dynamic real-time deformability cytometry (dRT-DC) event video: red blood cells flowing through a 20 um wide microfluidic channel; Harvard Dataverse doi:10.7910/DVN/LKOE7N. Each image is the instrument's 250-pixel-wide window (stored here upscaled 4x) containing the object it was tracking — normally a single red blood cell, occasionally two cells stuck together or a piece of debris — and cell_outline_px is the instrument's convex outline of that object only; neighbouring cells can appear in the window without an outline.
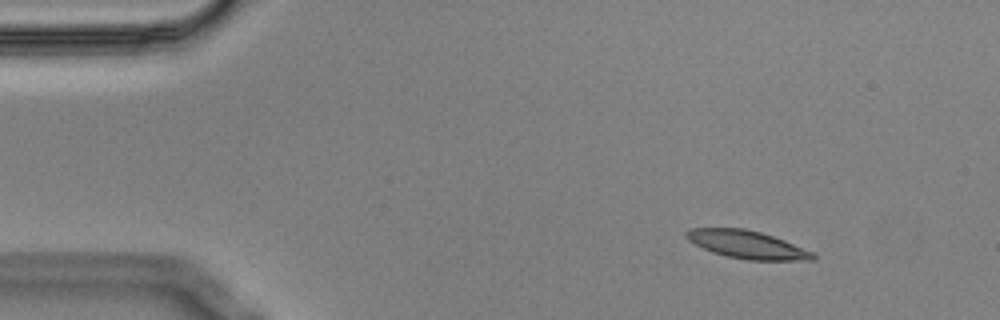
{"species": "Egyptian fruit bat (a non-hibernating species)", "species_latin": "Rousettus aegyptiacus", "temperature_condition": "cold", "stored_images_in_passage": 50, "camera_frame_rate_fps": 3000, "um_per_image_px": 0.085, "animal": {"sex": "male"}, "frame": {"image": 1, "passage_image": 1, "time_ms": 0.0, "image_size_px": [1000, 320], "cell_outline_px": [[816, 260], [748, 260], [728, 256], [712, 252], [688, 240], [684, 236], [684, 232], [692, 228], [744, 228], [760, 232], [784, 240], [812, 252], [816, 256]], "centroid_in_image_um": [63.48, 20.78], "position_along_channel_um": 21.5, "area_um2": 20.35}}
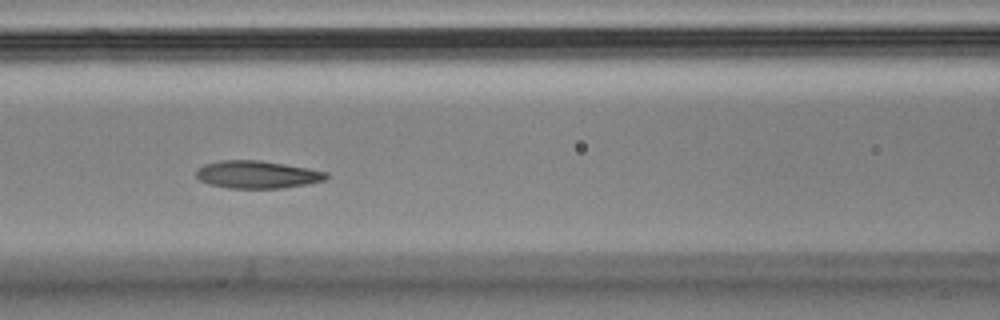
{"frame": {"image": 2, "passage_image": 18, "time_ms": 5.667, "image_size_px": [1000, 320], "cell_outline_px": [[328, 176], [324, 180], [308, 184], [284, 188], [228, 188], [208, 184], [200, 180], [196, 176], [196, 172], [204, 164], [220, 160], [260, 160], [308, 168], [328, 172]], "centroid_in_image_um": [21.87, 14.84], "position_along_channel_um": 144.7, "area_um2": 20.92}}
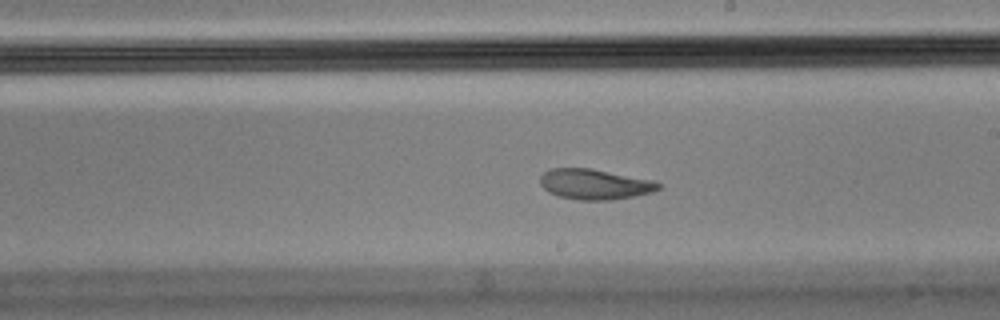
{"frame": {"image": 3, "passage_image": 26, "time_ms": 8.333, "image_size_px": [1000, 320], "cell_outline_px": [[660, 188], [652, 192], [632, 196], [608, 200], [580, 200], [560, 196], [548, 192], [540, 184], [540, 176], [544, 172], [552, 168], [592, 168], [652, 180], [660, 184]], "centroid_in_image_um": [50.52, 15.65], "position_along_channel_um": 238.5, "area_um2": 20.75}, "authors_computed_cell_mechanics": {"area_um2": 21.1548, "velocity_mm_per_s": 3.5253, "shape_relaxation_time_tau1_ms": 9.3902, "shape_relaxation_time_tau2_ms": 2.664, "deformation_change_tau1": 0.2597, "deformation_change_tau2": 0.0912}}